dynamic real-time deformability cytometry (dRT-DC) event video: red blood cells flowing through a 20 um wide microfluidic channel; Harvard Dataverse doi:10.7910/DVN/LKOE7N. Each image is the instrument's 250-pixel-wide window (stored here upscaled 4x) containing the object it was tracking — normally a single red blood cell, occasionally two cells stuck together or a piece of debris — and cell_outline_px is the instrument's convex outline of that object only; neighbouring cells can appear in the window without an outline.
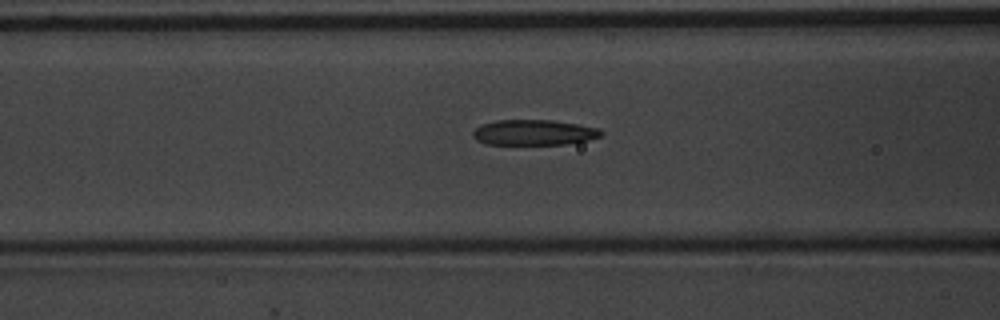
{"species": "common noctule bat (a hibernating species)", "species_latin": "Nyctalus noctula", "temperature_condition": "warm", "stored_images_in_passage": 54, "camera_frame_rate_fps": 3000, "um_per_image_px": 0.085, "animal": {"sex": "male", "body_mass_g": 20.1, "forearm_length_mm": 53.5}, "frame": {"image": 1, "passage_image": 22, "time_ms": 7.0, "image_size_px": [1000, 320], "cell_outline_px": [[604, 132], [600, 136], [588, 140], [564, 144], [484, 144], [476, 140], [472, 136], [472, 132], [480, 124], [496, 120], [552, 120], [600, 128]], "centroid_in_image_um": [45.35, 11.26], "position_along_channel_um": 121.3, "area_um2": 19.07}}
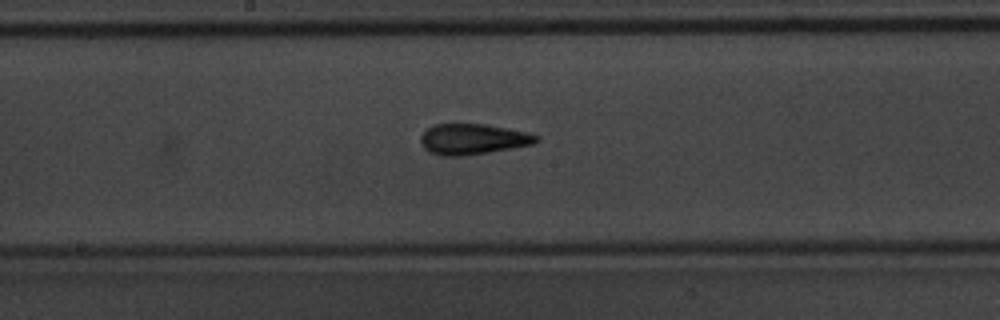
{"frame": {"image": 2, "passage_image": 29, "time_ms": 9.333, "image_size_px": [1000, 320], "cell_outline_px": [[540, 140], [532, 144], [512, 148], [488, 152], [460, 156], [440, 156], [428, 152], [424, 148], [420, 140], [420, 136], [428, 128], [436, 124], [484, 124], [528, 132], [540, 136]], "centroid_in_image_um": [40.19, 11.83], "position_along_channel_um": 208.0, "area_um2": 20.63}}
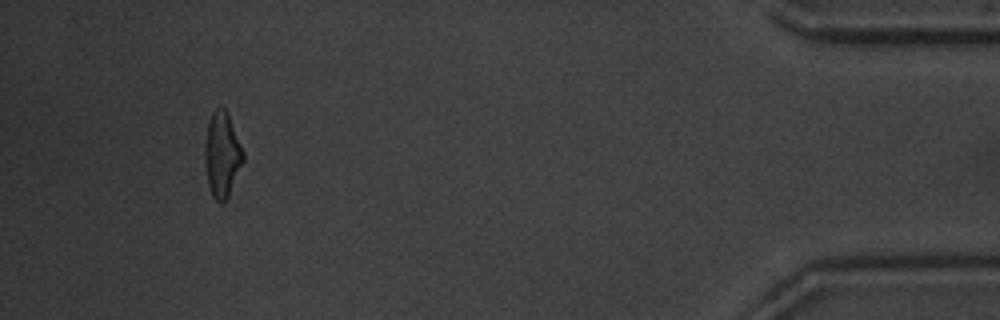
{"frame": {"image": 3, "passage_image": 51, "time_ms": 16.667, "image_size_px": [1000, 320], "cell_outline_px": [[244, 160], [228, 196], [220, 204], [212, 196], [208, 184], [204, 160], [204, 148], [208, 124], [212, 112], [220, 104], [228, 112], [244, 152]], "centroid_in_image_um": [18.87, 13.11], "position_along_channel_um": 416.3, "area_um2": 19.07}, "authors_computed_cell_mechanics": {"area_um2": 19.4786, "velocity_mm_per_s": 3.7021, "shape_relaxation_time_tau1_ms": 3.3433, "shape_relaxation_time_tau2_ms": 1.6835, "deformation_change_tau1": 0.1569, "deformation_change_tau2": 0.0981}}